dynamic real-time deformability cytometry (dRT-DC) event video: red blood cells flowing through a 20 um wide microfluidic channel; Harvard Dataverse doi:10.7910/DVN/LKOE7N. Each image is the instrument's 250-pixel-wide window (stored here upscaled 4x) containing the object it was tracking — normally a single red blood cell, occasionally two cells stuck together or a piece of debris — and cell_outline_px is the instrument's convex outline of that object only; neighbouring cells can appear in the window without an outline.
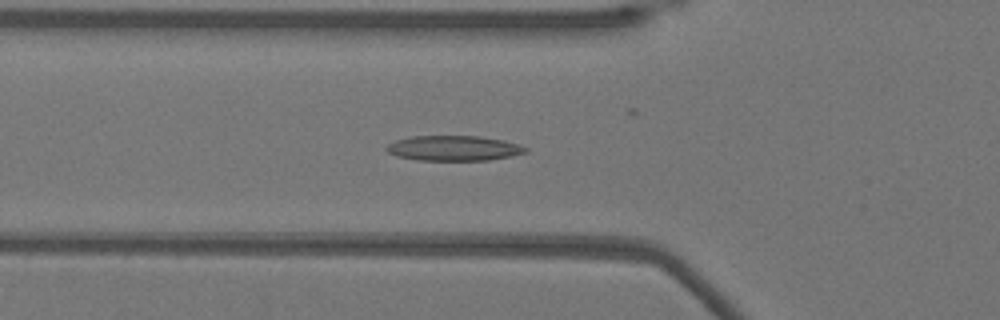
{"species": "Egyptian fruit bat (a non-hibernating species)", "species_latin": "Rousettus aegyptiacus", "temperature_condition": "warm", "stored_images_in_passage": 52, "camera_frame_rate_fps": 3000, "um_per_image_px": 0.085, "animal": {"sex": "female"}, "frame": {"image": 1, "passage_image": 18, "time_ms": 5.667, "image_size_px": [1000, 320], "cell_outline_px": [[528, 152], [512, 156], [488, 160], [416, 160], [396, 156], [388, 152], [384, 148], [388, 144], [396, 140], [412, 136], [480, 136], [504, 140], [528, 148]], "centroid_in_image_um": [38.56, 12.6], "position_along_channel_um": 87.2, "area_um2": 20.4}}
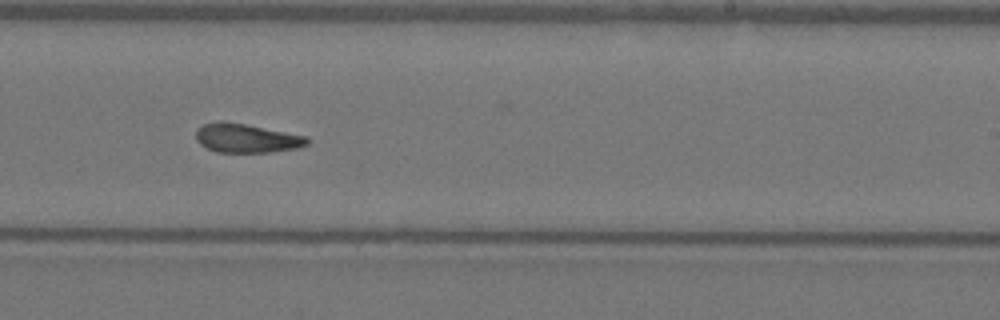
{"frame": {"image": 2, "passage_image": 32, "time_ms": 10.333, "image_size_px": [1000, 320], "cell_outline_px": [[312, 140], [308, 144], [296, 148], [272, 152], [216, 152], [200, 144], [196, 140], [196, 128], [204, 124], [244, 124], [308, 136]], "centroid_in_image_um": [21.02, 11.78], "position_along_channel_um": 268.0, "area_um2": 18.26}}
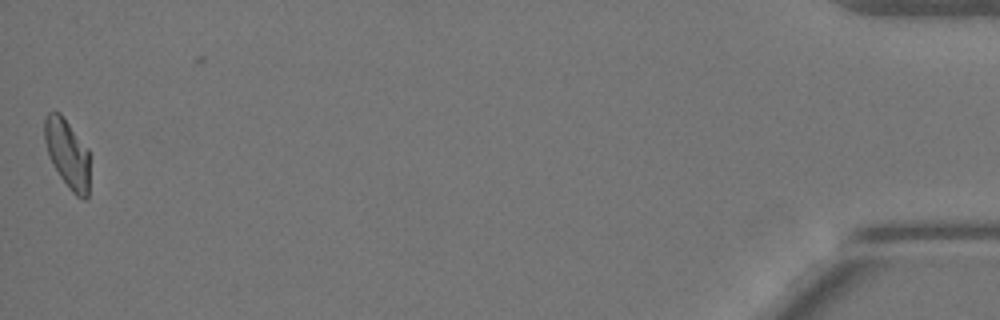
{"frame": {"image": 3, "passage_image": 52, "time_ms": 17.0, "image_size_px": [1000, 320], "cell_outline_px": [[88, 196], [84, 200], [76, 196], [72, 192], [60, 176], [52, 164], [48, 156], [44, 140], [44, 120], [48, 112], [60, 112], [88, 148]], "centroid_in_image_um": [5.71, 13.04], "position_along_channel_um": 429.5, "area_um2": 18.09}, "authors_computed_cell_mechanics": {"area_um2": 19.3341, "velocity_mm_per_s": 3.8597, "shape_relaxation_time_tau1_ms": null, "shape_relaxation_time_tau2_ms": 3.7771, "deformation_change_tau1": null, "deformation_change_tau2": 0.1147}}